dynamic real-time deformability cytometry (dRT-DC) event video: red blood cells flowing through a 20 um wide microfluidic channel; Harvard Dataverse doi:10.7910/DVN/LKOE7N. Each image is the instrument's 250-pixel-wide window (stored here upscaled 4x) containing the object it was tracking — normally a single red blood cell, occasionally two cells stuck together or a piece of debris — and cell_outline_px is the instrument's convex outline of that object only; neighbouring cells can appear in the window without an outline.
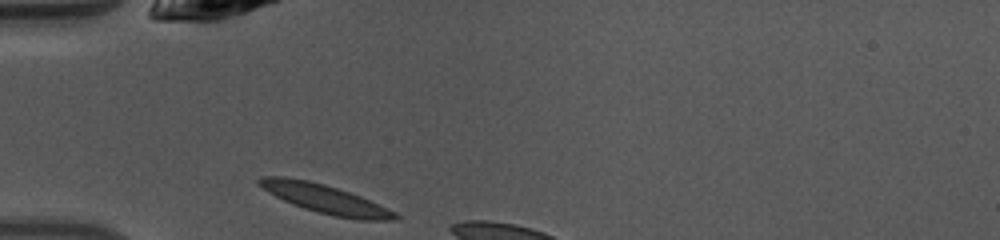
{"species": "common noctule bat (a hibernating species)", "species_latin": "Nyctalus noctula", "temperature_condition": "warm", "stored_images_in_passage": 4, "camera_frame_rate_fps": 3000, "um_per_image_px": 0.085, "animal": {"sex": "female", "body_mass_g": 10.0, "forearm_length_mm": 53.1}, "frame": {"image": 1, "passage_image": 1, "time_ms": 0.0, "image_size_px": [1000, 240], "cell_outline_px": [[400, 220], [360, 220], [336, 216], [304, 208], [292, 204], [268, 192], [256, 184], [256, 180], [260, 176], [284, 176], [308, 180], [324, 184], [360, 196], [396, 212], [400, 216]], "centroid_in_image_um": [27.62, 16.9], "position_along_channel_um": 57.4, "area_um2": 22.66}}